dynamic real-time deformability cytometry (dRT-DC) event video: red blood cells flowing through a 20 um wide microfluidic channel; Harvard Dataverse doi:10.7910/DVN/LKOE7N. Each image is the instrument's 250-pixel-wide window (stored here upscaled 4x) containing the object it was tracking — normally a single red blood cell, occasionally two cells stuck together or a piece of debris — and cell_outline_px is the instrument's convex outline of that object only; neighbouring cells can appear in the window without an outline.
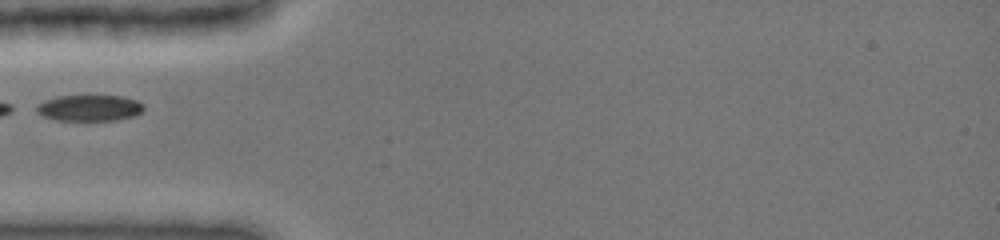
{"species": "common noctule bat (a hibernating species)", "species_latin": "Nyctalus noctula", "temperature_condition": "cold", "stored_images_in_passage": 11, "camera_frame_rate_fps": 3000, "um_per_image_px": 0.085, "animal": {"sex": "female", "body_mass_g": 19.0, "forearm_length_mm": 51.5}, "frame": {"image": 1, "passage_image": 1, "time_ms": 0.0, "image_size_px": [1000, 240], "cell_outline_px": [[144, 108], [136, 116], [116, 120], [56, 120], [40, 116], [36, 112], [36, 104], [44, 100], [56, 96], [88, 92], [120, 96], [136, 100], [144, 104]], "centroid_in_image_um": [7.56, 9.12], "position_along_channel_um": 77.4, "area_um2": 17.4}}